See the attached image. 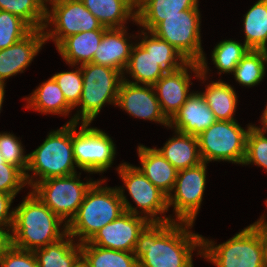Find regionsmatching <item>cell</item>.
<instances>
[{
  "label": "cell",
  "mask_w": 267,
  "mask_h": 267,
  "mask_svg": "<svg viewBox=\"0 0 267 267\" xmlns=\"http://www.w3.org/2000/svg\"><path fill=\"white\" fill-rule=\"evenodd\" d=\"M194 223L150 222L140 233L133 254L138 267H194L193 251L202 256V235Z\"/></svg>",
  "instance_id": "cell-1"
},
{
  "label": "cell",
  "mask_w": 267,
  "mask_h": 267,
  "mask_svg": "<svg viewBox=\"0 0 267 267\" xmlns=\"http://www.w3.org/2000/svg\"><path fill=\"white\" fill-rule=\"evenodd\" d=\"M14 210L11 241L16 248L35 251L67 234V223L54 214L32 191L27 193L22 203Z\"/></svg>",
  "instance_id": "cell-2"
},
{
  "label": "cell",
  "mask_w": 267,
  "mask_h": 267,
  "mask_svg": "<svg viewBox=\"0 0 267 267\" xmlns=\"http://www.w3.org/2000/svg\"><path fill=\"white\" fill-rule=\"evenodd\" d=\"M97 179L86 192L77 214L67 224V233L78 243L89 241L97 231L125 212L117 187L102 186Z\"/></svg>",
  "instance_id": "cell-3"
},
{
  "label": "cell",
  "mask_w": 267,
  "mask_h": 267,
  "mask_svg": "<svg viewBox=\"0 0 267 267\" xmlns=\"http://www.w3.org/2000/svg\"><path fill=\"white\" fill-rule=\"evenodd\" d=\"M75 167L72 124L66 123L61 128L50 131L43 143L28 154L26 187L32 188L37 182L51 177L78 173Z\"/></svg>",
  "instance_id": "cell-4"
},
{
  "label": "cell",
  "mask_w": 267,
  "mask_h": 267,
  "mask_svg": "<svg viewBox=\"0 0 267 267\" xmlns=\"http://www.w3.org/2000/svg\"><path fill=\"white\" fill-rule=\"evenodd\" d=\"M81 66L83 89L77 113L67 124L92 123L106 103L115 105L123 74L107 66L86 63ZM81 120V121H80Z\"/></svg>",
  "instance_id": "cell-5"
},
{
  "label": "cell",
  "mask_w": 267,
  "mask_h": 267,
  "mask_svg": "<svg viewBox=\"0 0 267 267\" xmlns=\"http://www.w3.org/2000/svg\"><path fill=\"white\" fill-rule=\"evenodd\" d=\"M116 170L124 185L117 187V189L125 212L142 216L149 222L173 221L171 215L166 216L165 214L169 211L168 196L153 185L137 166L124 162L120 163ZM125 188L137 205L136 207L132 206L127 196L124 195Z\"/></svg>",
  "instance_id": "cell-6"
},
{
  "label": "cell",
  "mask_w": 267,
  "mask_h": 267,
  "mask_svg": "<svg viewBox=\"0 0 267 267\" xmlns=\"http://www.w3.org/2000/svg\"><path fill=\"white\" fill-rule=\"evenodd\" d=\"M198 7L165 17L151 32L172 45L188 62L199 63L201 74L198 80L205 83L210 69L201 43V15Z\"/></svg>",
  "instance_id": "cell-7"
},
{
  "label": "cell",
  "mask_w": 267,
  "mask_h": 267,
  "mask_svg": "<svg viewBox=\"0 0 267 267\" xmlns=\"http://www.w3.org/2000/svg\"><path fill=\"white\" fill-rule=\"evenodd\" d=\"M202 238V258L216 267H265L261 229L250 224L226 242Z\"/></svg>",
  "instance_id": "cell-8"
},
{
  "label": "cell",
  "mask_w": 267,
  "mask_h": 267,
  "mask_svg": "<svg viewBox=\"0 0 267 267\" xmlns=\"http://www.w3.org/2000/svg\"><path fill=\"white\" fill-rule=\"evenodd\" d=\"M252 124L243 129L236 121L217 120L198 136L199 152L203 162L227 161L243 164L247 134Z\"/></svg>",
  "instance_id": "cell-9"
},
{
  "label": "cell",
  "mask_w": 267,
  "mask_h": 267,
  "mask_svg": "<svg viewBox=\"0 0 267 267\" xmlns=\"http://www.w3.org/2000/svg\"><path fill=\"white\" fill-rule=\"evenodd\" d=\"M78 173L51 177L37 182L31 191L65 223H69L77 214L86 192L96 181L86 179V183L80 180Z\"/></svg>",
  "instance_id": "cell-10"
},
{
  "label": "cell",
  "mask_w": 267,
  "mask_h": 267,
  "mask_svg": "<svg viewBox=\"0 0 267 267\" xmlns=\"http://www.w3.org/2000/svg\"><path fill=\"white\" fill-rule=\"evenodd\" d=\"M72 123V144L76 166L90 174L104 173L112 167L116 158V146L112 138L90 123Z\"/></svg>",
  "instance_id": "cell-11"
},
{
  "label": "cell",
  "mask_w": 267,
  "mask_h": 267,
  "mask_svg": "<svg viewBox=\"0 0 267 267\" xmlns=\"http://www.w3.org/2000/svg\"><path fill=\"white\" fill-rule=\"evenodd\" d=\"M49 8L46 11L43 30L46 43L48 40H52L56 47L71 35L107 29L80 0L64 1Z\"/></svg>",
  "instance_id": "cell-12"
},
{
  "label": "cell",
  "mask_w": 267,
  "mask_h": 267,
  "mask_svg": "<svg viewBox=\"0 0 267 267\" xmlns=\"http://www.w3.org/2000/svg\"><path fill=\"white\" fill-rule=\"evenodd\" d=\"M207 164L179 170L172 192L168 195V208L173 207V221L195 223L206 188ZM175 217V218H174Z\"/></svg>",
  "instance_id": "cell-13"
},
{
  "label": "cell",
  "mask_w": 267,
  "mask_h": 267,
  "mask_svg": "<svg viewBox=\"0 0 267 267\" xmlns=\"http://www.w3.org/2000/svg\"><path fill=\"white\" fill-rule=\"evenodd\" d=\"M189 71L195 74V78H200L199 63L187 62L176 71L166 72L153 85L161 111L168 120L175 115L191 94L190 86L193 83Z\"/></svg>",
  "instance_id": "cell-14"
},
{
  "label": "cell",
  "mask_w": 267,
  "mask_h": 267,
  "mask_svg": "<svg viewBox=\"0 0 267 267\" xmlns=\"http://www.w3.org/2000/svg\"><path fill=\"white\" fill-rule=\"evenodd\" d=\"M149 223L142 216L124 212L97 231L88 242L105 249L134 252L140 233Z\"/></svg>",
  "instance_id": "cell-15"
},
{
  "label": "cell",
  "mask_w": 267,
  "mask_h": 267,
  "mask_svg": "<svg viewBox=\"0 0 267 267\" xmlns=\"http://www.w3.org/2000/svg\"><path fill=\"white\" fill-rule=\"evenodd\" d=\"M116 106L137 119L154 121L169 127V120L162 113L153 86L138 85L122 80Z\"/></svg>",
  "instance_id": "cell-16"
},
{
  "label": "cell",
  "mask_w": 267,
  "mask_h": 267,
  "mask_svg": "<svg viewBox=\"0 0 267 267\" xmlns=\"http://www.w3.org/2000/svg\"><path fill=\"white\" fill-rule=\"evenodd\" d=\"M46 44L43 29H33L27 36L6 49L0 50V84L23 73Z\"/></svg>",
  "instance_id": "cell-17"
},
{
  "label": "cell",
  "mask_w": 267,
  "mask_h": 267,
  "mask_svg": "<svg viewBox=\"0 0 267 267\" xmlns=\"http://www.w3.org/2000/svg\"><path fill=\"white\" fill-rule=\"evenodd\" d=\"M191 92L186 102L169 120L168 128L198 137L217 119L201 92Z\"/></svg>",
  "instance_id": "cell-18"
},
{
  "label": "cell",
  "mask_w": 267,
  "mask_h": 267,
  "mask_svg": "<svg viewBox=\"0 0 267 267\" xmlns=\"http://www.w3.org/2000/svg\"><path fill=\"white\" fill-rule=\"evenodd\" d=\"M127 30V27L107 28L91 63L117 69L123 74L135 44L130 37H137L135 34L128 36Z\"/></svg>",
  "instance_id": "cell-19"
},
{
  "label": "cell",
  "mask_w": 267,
  "mask_h": 267,
  "mask_svg": "<svg viewBox=\"0 0 267 267\" xmlns=\"http://www.w3.org/2000/svg\"><path fill=\"white\" fill-rule=\"evenodd\" d=\"M141 167L140 171L146 178L167 196L172 192L178 170L171 165L162 154L154 148L140 144L137 147Z\"/></svg>",
  "instance_id": "cell-20"
},
{
  "label": "cell",
  "mask_w": 267,
  "mask_h": 267,
  "mask_svg": "<svg viewBox=\"0 0 267 267\" xmlns=\"http://www.w3.org/2000/svg\"><path fill=\"white\" fill-rule=\"evenodd\" d=\"M199 0H140L136 3V22L145 31H152L165 17L194 9Z\"/></svg>",
  "instance_id": "cell-21"
},
{
  "label": "cell",
  "mask_w": 267,
  "mask_h": 267,
  "mask_svg": "<svg viewBox=\"0 0 267 267\" xmlns=\"http://www.w3.org/2000/svg\"><path fill=\"white\" fill-rule=\"evenodd\" d=\"M105 30L80 32L65 38L56 50L69 66L75 69L86 63H91L102 40Z\"/></svg>",
  "instance_id": "cell-22"
},
{
  "label": "cell",
  "mask_w": 267,
  "mask_h": 267,
  "mask_svg": "<svg viewBox=\"0 0 267 267\" xmlns=\"http://www.w3.org/2000/svg\"><path fill=\"white\" fill-rule=\"evenodd\" d=\"M106 28L127 27L136 22L137 5L133 0H80Z\"/></svg>",
  "instance_id": "cell-23"
},
{
  "label": "cell",
  "mask_w": 267,
  "mask_h": 267,
  "mask_svg": "<svg viewBox=\"0 0 267 267\" xmlns=\"http://www.w3.org/2000/svg\"><path fill=\"white\" fill-rule=\"evenodd\" d=\"M164 146L156 148L162 156L178 171L199 165L202 161L199 152L198 137L173 130Z\"/></svg>",
  "instance_id": "cell-24"
},
{
  "label": "cell",
  "mask_w": 267,
  "mask_h": 267,
  "mask_svg": "<svg viewBox=\"0 0 267 267\" xmlns=\"http://www.w3.org/2000/svg\"><path fill=\"white\" fill-rule=\"evenodd\" d=\"M25 99L27 100L25 109L35 110L41 114H55L66 117L74 110L66 101L62 90L52 76Z\"/></svg>",
  "instance_id": "cell-25"
},
{
  "label": "cell",
  "mask_w": 267,
  "mask_h": 267,
  "mask_svg": "<svg viewBox=\"0 0 267 267\" xmlns=\"http://www.w3.org/2000/svg\"><path fill=\"white\" fill-rule=\"evenodd\" d=\"M166 71L155 60L151 53L145 50L138 42L132 47L128 64L123 72V80L138 84L153 86ZM131 76L129 80L125 75ZM127 78V79H126Z\"/></svg>",
  "instance_id": "cell-26"
},
{
  "label": "cell",
  "mask_w": 267,
  "mask_h": 267,
  "mask_svg": "<svg viewBox=\"0 0 267 267\" xmlns=\"http://www.w3.org/2000/svg\"><path fill=\"white\" fill-rule=\"evenodd\" d=\"M38 267H74L81 259V243L68 233L58 241L33 251Z\"/></svg>",
  "instance_id": "cell-27"
},
{
  "label": "cell",
  "mask_w": 267,
  "mask_h": 267,
  "mask_svg": "<svg viewBox=\"0 0 267 267\" xmlns=\"http://www.w3.org/2000/svg\"><path fill=\"white\" fill-rule=\"evenodd\" d=\"M201 92L207 105L217 120L236 121L234 115L237 109L238 97L234 86L221 80L210 81Z\"/></svg>",
  "instance_id": "cell-28"
},
{
  "label": "cell",
  "mask_w": 267,
  "mask_h": 267,
  "mask_svg": "<svg viewBox=\"0 0 267 267\" xmlns=\"http://www.w3.org/2000/svg\"><path fill=\"white\" fill-rule=\"evenodd\" d=\"M243 17V42L250 50L267 51V0L255 2Z\"/></svg>",
  "instance_id": "cell-29"
},
{
  "label": "cell",
  "mask_w": 267,
  "mask_h": 267,
  "mask_svg": "<svg viewBox=\"0 0 267 267\" xmlns=\"http://www.w3.org/2000/svg\"><path fill=\"white\" fill-rule=\"evenodd\" d=\"M81 258L88 267H138L133 252L105 249L88 241L81 243Z\"/></svg>",
  "instance_id": "cell-30"
},
{
  "label": "cell",
  "mask_w": 267,
  "mask_h": 267,
  "mask_svg": "<svg viewBox=\"0 0 267 267\" xmlns=\"http://www.w3.org/2000/svg\"><path fill=\"white\" fill-rule=\"evenodd\" d=\"M137 34L141 39L138 43L152 54L166 72L176 71L188 62L172 45L152 32L141 30Z\"/></svg>",
  "instance_id": "cell-31"
},
{
  "label": "cell",
  "mask_w": 267,
  "mask_h": 267,
  "mask_svg": "<svg viewBox=\"0 0 267 267\" xmlns=\"http://www.w3.org/2000/svg\"><path fill=\"white\" fill-rule=\"evenodd\" d=\"M267 67L266 50H249L234 69L232 75L239 85L253 87L265 77Z\"/></svg>",
  "instance_id": "cell-32"
},
{
  "label": "cell",
  "mask_w": 267,
  "mask_h": 267,
  "mask_svg": "<svg viewBox=\"0 0 267 267\" xmlns=\"http://www.w3.org/2000/svg\"><path fill=\"white\" fill-rule=\"evenodd\" d=\"M0 10L24 20L32 29H43L46 10L43 0H0Z\"/></svg>",
  "instance_id": "cell-33"
},
{
  "label": "cell",
  "mask_w": 267,
  "mask_h": 267,
  "mask_svg": "<svg viewBox=\"0 0 267 267\" xmlns=\"http://www.w3.org/2000/svg\"><path fill=\"white\" fill-rule=\"evenodd\" d=\"M250 49L243 42L223 40L214 46L211 54L212 62L218 69V74H232L238 63Z\"/></svg>",
  "instance_id": "cell-34"
},
{
  "label": "cell",
  "mask_w": 267,
  "mask_h": 267,
  "mask_svg": "<svg viewBox=\"0 0 267 267\" xmlns=\"http://www.w3.org/2000/svg\"><path fill=\"white\" fill-rule=\"evenodd\" d=\"M33 29L21 18L0 10V50L12 46Z\"/></svg>",
  "instance_id": "cell-35"
},
{
  "label": "cell",
  "mask_w": 267,
  "mask_h": 267,
  "mask_svg": "<svg viewBox=\"0 0 267 267\" xmlns=\"http://www.w3.org/2000/svg\"><path fill=\"white\" fill-rule=\"evenodd\" d=\"M256 165L267 172V136L253 124L247 134L246 153L242 166Z\"/></svg>",
  "instance_id": "cell-36"
},
{
  "label": "cell",
  "mask_w": 267,
  "mask_h": 267,
  "mask_svg": "<svg viewBox=\"0 0 267 267\" xmlns=\"http://www.w3.org/2000/svg\"><path fill=\"white\" fill-rule=\"evenodd\" d=\"M21 140L12 133L0 132V152L7 163L18 167L24 174L28 167V154L25 155Z\"/></svg>",
  "instance_id": "cell-37"
},
{
  "label": "cell",
  "mask_w": 267,
  "mask_h": 267,
  "mask_svg": "<svg viewBox=\"0 0 267 267\" xmlns=\"http://www.w3.org/2000/svg\"><path fill=\"white\" fill-rule=\"evenodd\" d=\"M62 90L66 101L75 109L79 103L82 89L83 77L81 66L72 71L58 72L52 75Z\"/></svg>",
  "instance_id": "cell-38"
},
{
  "label": "cell",
  "mask_w": 267,
  "mask_h": 267,
  "mask_svg": "<svg viewBox=\"0 0 267 267\" xmlns=\"http://www.w3.org/2000/svg\"><path fill=\"white\" fill-rule=\"evenodd\" d=\"M26 185L25 174L7 163L0 152V192L16 196Z\"/></svg>",
  "instance_id": "cell-39"
},
{
  "label": "cell",
  "mask_w": 267,
  "mask_h": 267,
  "mask_svg": "<svg viewBox=\"0 0 267 267\" xmlns=\"http://www.w3.org/2000/svg\"><path fill=\"white\" fill-rule=\"evenodd\" d=\"M0 267H38L33 251L11 245L0 257Z\"/></svg>",
  "instance_id": "cell-40"
},
{
  "label": "cell",
  "mask_w": 267,
  "mask_h": 267,
  "mask_svg": "<svg viewBox=\"0 0 267 267\" xmlns=\"http://www.w3.org/2000/svg\"><path fill=\"white\" fill-rule=\"evenodd\" d=\"M15 197L0 192V227H13L15 210H11V204Z\"/></svg>",
  "instance_id": "cell-41"
},
{
  "label": "cell",
  "mask_w": 267,
  "mask_h": 267,
  "mask_svg": "<svg viewBox=\"0 0 267 267\" xmlns=\"http://www.w3.org/2000/svg\"><path fill=\"white\" fill-rule=\"evenodd\" d=\"M11 230L12 227H0V257L12 245Z\"/></svg>",
  "instance_id": "cell-42"
},
{
  "label": "cell",
  "mask_w": 267,
  "mask_h": 267,
  "mask_svg": "<svg viewBox=\"0 0 267 267\" xmlns=\"http://www.w3.org/2000/svg\"><path fill=\"white\" fill-rule=\"evenodd\" d=\"M261 242L263 248L264 266L267 267V230L261 229Z\"/></svg>",
  "instance_id": "cell-43"
},
{
  "label": "cell",
  "mask_w": 267,
  "mask_h": 267,
  "mask_svg": "<svg viewBox=\"0 0 267 267\" xmlns=\"http://www.w3.org/2000/svg\"><path fill=\"white\" fill-rule=\"evenodd\" d=\"M260 121H261L262 127L256 126V128H258L261 132L267 134V104H266L265 109L262 112Z\"/></svg>",
  "instance_id": "cell-44"
},
{
  "label": "cell",
  "mask_w": 267,
  "mask_h": 267,
  "mask_svg": "<svg viewBox=\"0 0 267 267\" xmlns=\"http://www.w3.org/2000/svg\"><path fill=\"white\" fill-rule=\"evenodd\" d=\"M265 205L267 207V199L265 200ZM267 216H265L264 214L261 215V217L255 221L253 224L258 228V229H265L267 230Z\"/></svg>",
  "instance_id": "cell-45"
},
{
  "label": "cell",
  "mask_w": 267,
  "mask_h": 267,
  "mask_svg": "<svg viewBox=\"0 0 267 267\" xmlns=\"http://www.w3.org/2000/svg\"><path fill=\"white\" fill-rule=\"evenodd\" d=\"M64 1H69V0H43V5H44L45 10L47 11L49 9L48 5L52 7L53 5L64 2Z\"/></svg>",
  "instance_id": "cell-46"
},
{
  "label": "cell",
  "mask_w": 267,
  "mask_h": 267,
  "mask_svg": "<svg viewBox=\"0 0 267 267\" xmlns=\"http://www.w3.org/2000/svg\"><path fill=\"white\" fill-rule=\"evenodd\" d=\"M5 86L3 84H0V113L2 111V104L4 102V95H5Z\"/></svg>",
  "instance_id": "cell-47"
},
{
  "label": "cell",
  "mask_w": 267,
  "mask_h": 267,
  "mask_svg": "<svg viewBox=\"0 0 267 267\" xmlns=\"http://www.w3.org/2000/svg\"><path fill=\"white\" fill-rule=\"evenodd\" d=\"M74 267H88V265L81 258Z\"/></svg>",
  "instance_id": "cell-48"
}]
</instances>
